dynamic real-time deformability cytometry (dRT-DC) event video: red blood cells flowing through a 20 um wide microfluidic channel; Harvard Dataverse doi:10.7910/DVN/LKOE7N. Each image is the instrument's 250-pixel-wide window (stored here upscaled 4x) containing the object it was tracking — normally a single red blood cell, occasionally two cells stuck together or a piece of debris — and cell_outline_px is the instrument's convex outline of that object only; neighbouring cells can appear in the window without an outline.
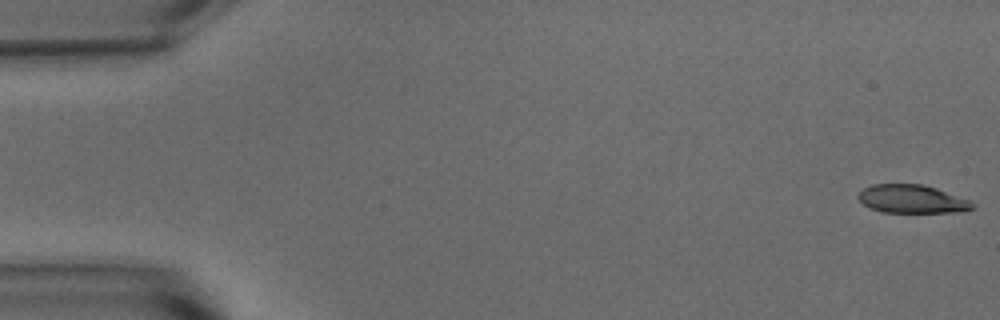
{"species": "common noctule bat (a hibernating species)", "species_latin": "Nyctalus noctula", "temperature_condition": "warm", "stored_images_in_passage": 52, "camera_frame_rate_fps": 3000, "um_per_image_px": 0.085, "animal": {"sex": "male", "body_mass_g": 15.6}, "frame": {"image": 1, "passage_image": 1, "time_ms": 0.0, "image_size_px": [1000, 320], "cell_outline_px": [[976, 208], [960, 212], [884, 212], [872, 208], [864, 204], [856, 196], [864, 188], [872, 184], [920, 184], [936, 188], [968, 200], [976, 204]], "centroid_in_image_um": [77.54, 16.92], "position_along_channel_um": 7.5, "area_um2": 18.67}}
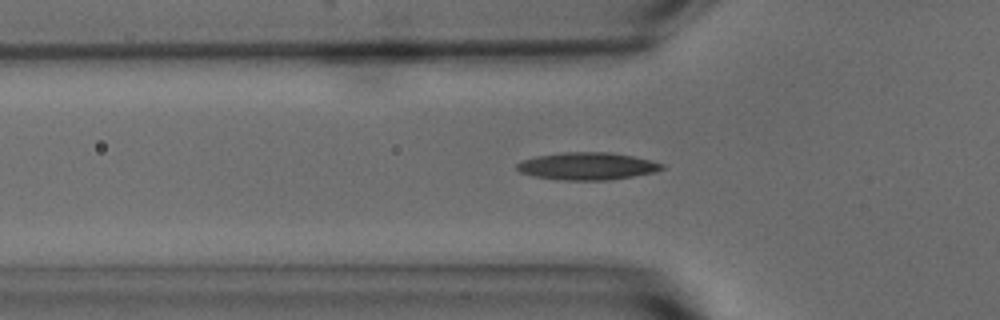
{"frame": {"image": 2, "passage_image": 18, "time_ms": 5.667, "image_size_px": [1000, 320], "cell_outline_px": [[664, 168], [656, 172], [608, 180], [564, 180], [536, 176], [520, 172], [516, 168], [516, 164], [524, 160], [536, 156], [564, 152], [608, 152], [632, 156], [652, 160], [664, 164]], "centroid_in_image_um": [49.95, 14.12], "position_along_channel_um": 75.9, "area_um2": 23.0}}
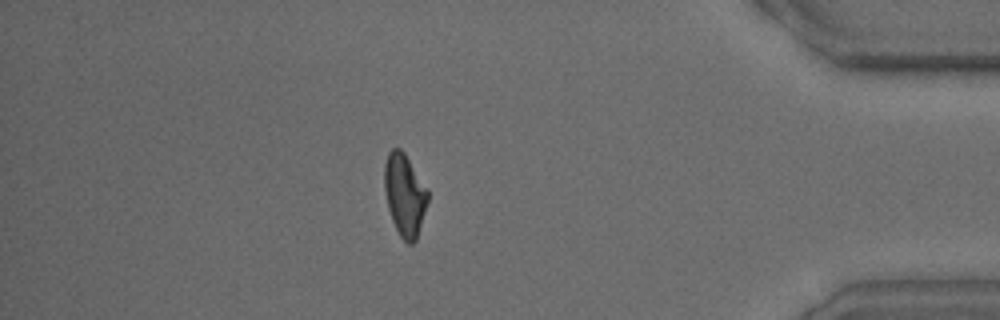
{"frame": {"image": 3, "passage_image": 47, "time_ms": 15.333, "image_size_px": [1000, 320], "cell_outline_px": [[428, 200], [416, 240], [412, 244], [408, 244], [400, 236], [392, 220], [388, 208], [384, 188], [384, 164], [388, 152], [392, 148], [400, 148], [404, 152], [428, 188]], "centroid_in_image_um": [34.39, 16.54], "position_along_channel_um": 400.8, "area_um2": 20.81}, "authors_computed_cell_mechanics": {"area_um2": 20.9525, "velocity_mm_per_s": 3.7514, "shape_relaxation_time_tau1_ms": 4.9868, "shape_relaxation_time_tau2_ms": 2.4042, "deformation_change_tau1": 0.1864, "deformation_change_tau2": 0.1145}}